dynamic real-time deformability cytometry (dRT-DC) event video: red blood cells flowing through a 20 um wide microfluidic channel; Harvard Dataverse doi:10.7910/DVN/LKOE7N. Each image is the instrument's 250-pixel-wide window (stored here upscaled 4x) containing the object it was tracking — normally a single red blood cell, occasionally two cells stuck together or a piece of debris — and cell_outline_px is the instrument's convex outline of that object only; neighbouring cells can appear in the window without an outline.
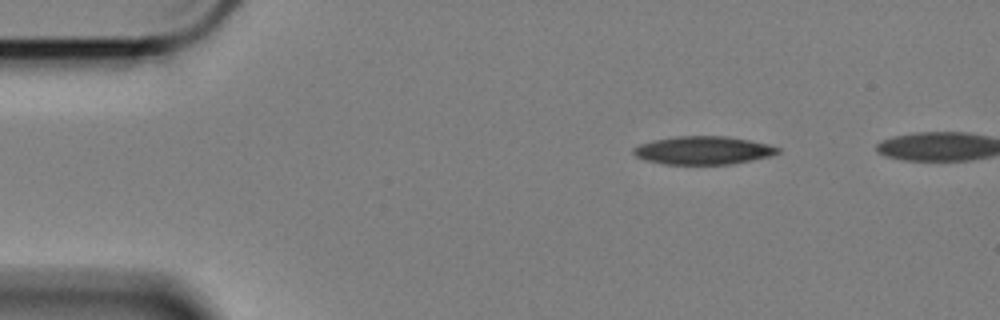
{"species": "Egyptian fruit bat (a non-hibernating species)", "species_latin": "Rousettus aegyptiacus", "temperature_condition": "cold", "stored_images_in_passage": 46, "camera_frame_rate_fps": 3000, "um_per_image_px": 0.085, "animal": {"sex": "female"}, "frame": {"image": 1, "passage_image": 1, "time_ms": 0.0, "image_size_px": [1000, 320], "cell_outline_px": [[780, 152], [768, 156], [732, 164], [664, 164], [644, 160], [636, 156], [632, 152], [632, 148], [640, 144], [656, 140], [676, 136], [724, 136], [748, 140], [768, 144], [780, 148]], "centroid_in_image_um": [59.74, 12.78], "position_along_channel_um": 25.3, "area_um2": 23.47}}
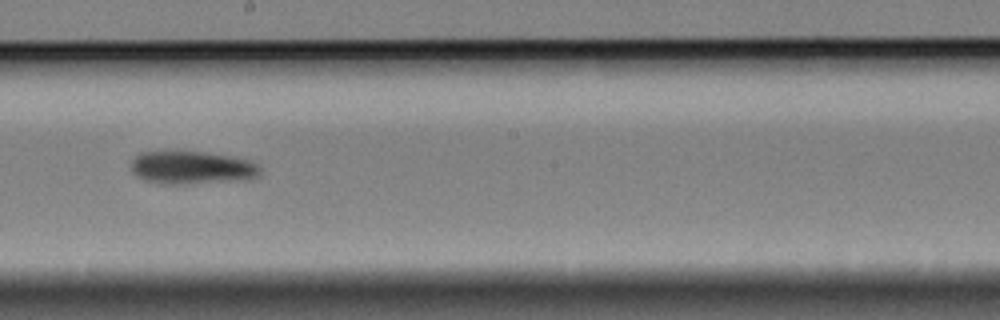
{"frame": {"image": 2, "passage_image": 25, "time_ms": 8.0, "image_size_px": [1000, 320], "cell_outline_px": [[260, 176], [248, 180], [180, 184], [164, 184], [144, 180], [136, 176], [132, 172], [132, 160], [140, 152], [200, 152], [248, 160], [256, 164], [260, 168]], "centroid_in_image_um": [16.31, 14.27], "position_along_channel_um": 231.9, "area_um2": 24.57}}
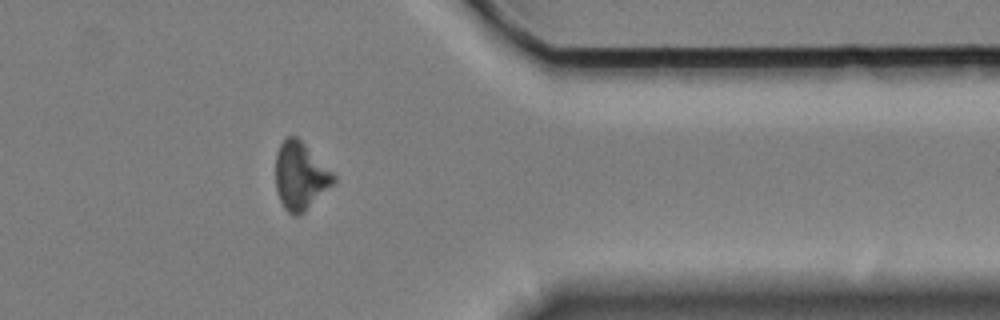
{"frame": {"image": 3, "passage_image": 40, "time_ms": 13.0, "image_size_px": [1000, 320], "cell_outline_px": [[336, 184], [300, 216], [292, 216], [284, 208], [276, 192], [276, 152], [284, 136], [296, 136], [336, 176]], "centroid_in_image_um": [25.53, 15.0], "position_along_channel_um": 385.9, "area_um2": 23.12}}